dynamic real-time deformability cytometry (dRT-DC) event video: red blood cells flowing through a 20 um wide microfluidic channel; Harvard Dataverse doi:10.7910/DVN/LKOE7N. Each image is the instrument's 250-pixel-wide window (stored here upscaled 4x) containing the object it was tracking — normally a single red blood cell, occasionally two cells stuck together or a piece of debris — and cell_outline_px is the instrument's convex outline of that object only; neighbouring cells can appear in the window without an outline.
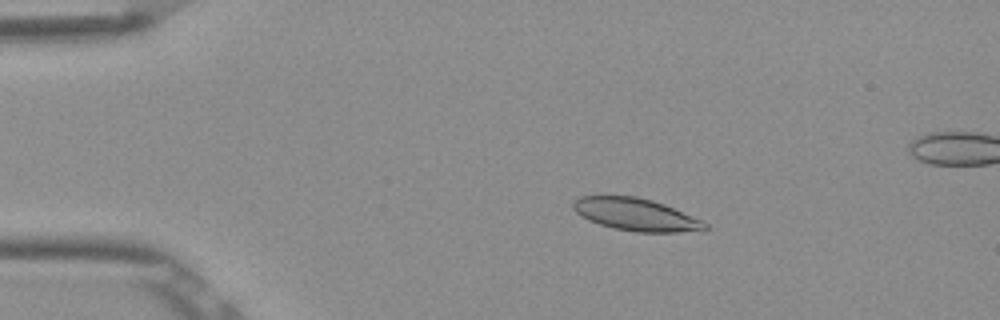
{"species": "Egyptian fruit bat (a non-hibernating species)", "species_latin": "Rousettus aegyptiacus", "temperature_condition": "room temperature", "stored_images_in_passage": 53, "segment_of_instrument_passage": [1, 2], "camera_frame_rate_fps": 3000, "um_per_image_px": 0.085, "frame": {"image": 1, "passage_image": 9, "time_ms": 2.667, "image_size_px": [1000, 320], "cell_outline_px": [[708, 228], [704, 232], [636, 232], [616, 228], [600, 224], [588, 220], [576, 212], [572, 208], [572, 200], [580, 196], [636, 196], [652, 200], [664, 204], [700, 220], [708, 224]], "centroid_in_image_um": [54.06, 18.24], "position_along_channel_um": 30.9, "area_um2": 24.91}}
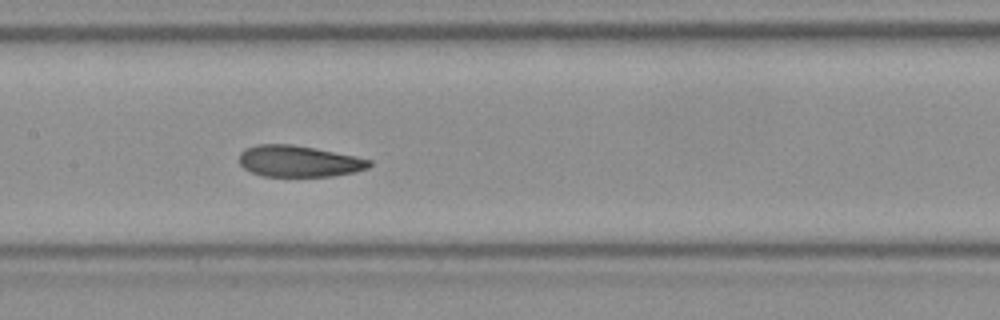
{"frame": {"image": 2, "passage_image": 25, "time_ms": 8.0, "image_size_px": [1000, 320], "cell_outline_px": [[372, 164], [368, 168], [352, 172], [332, 176], [264, 176], [252, 172], [244, 168], [240, 164], [240, 152], [244, 148], [256, 144], [292, 144], [316, 148], [356, 156], [372, 160]], "centroid_in_image_um": [25.4, 13.69], "position_along_channel_um": 182.0, "area_um2": 23.81}}
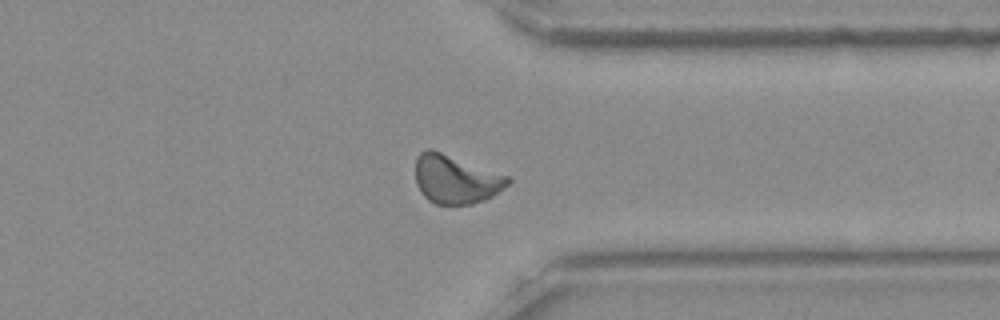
{"frame": {"image": 3, "passage_image": 40, "time_ms": 13.0, "image_size_px": [1000, 320], "cell_outline_px": [[512, 180], [508, 184], [492, 196], [484, 200], [472, 204], [436, 204], [428, 200], [420, 192], [416, 184], [416, 156], [420, 152], [428, 148], [432, 148], [508, 176]], "centroid_in_image_um": [38.7, 15.22], "position_along_channel_um": 372.7, "area_um2": 26.18}}